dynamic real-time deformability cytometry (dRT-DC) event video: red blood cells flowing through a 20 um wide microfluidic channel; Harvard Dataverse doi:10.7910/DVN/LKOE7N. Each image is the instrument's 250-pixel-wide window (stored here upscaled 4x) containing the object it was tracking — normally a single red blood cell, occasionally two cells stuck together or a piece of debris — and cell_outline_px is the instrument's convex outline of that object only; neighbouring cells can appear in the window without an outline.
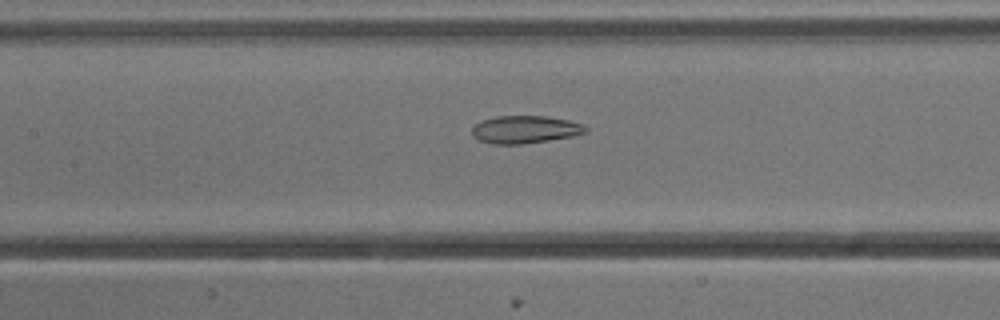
{"species": "common noctule bat (a hibernating species)", "species_latin": "Nyctalus noctula", "temperature_condition": "cold", "stored_images_in_passage": 40, "camera_frame_rate_fps": 3000, "um_per_image_px": 0.085, "animal": {"sex": "male", "body_mass_g": 13.3}, "frame": {"image": 1, "passage_image": 11, "time_ms": 3.333, "image_size_px": [1000, 320], "cell_outline_px": [[588, 132], [572, 136], [548, 140], [520, 144], [492, 144], [480, 140], [472, 136], [472, 128], [480, 120], [496, 116], [544, 116], [568, 120], [584, 124], [588, 128]], "centroid_in_image_um": [44.63, 11.0], "position_along_channel_um": 162.8, "area_um2": 18.32}}
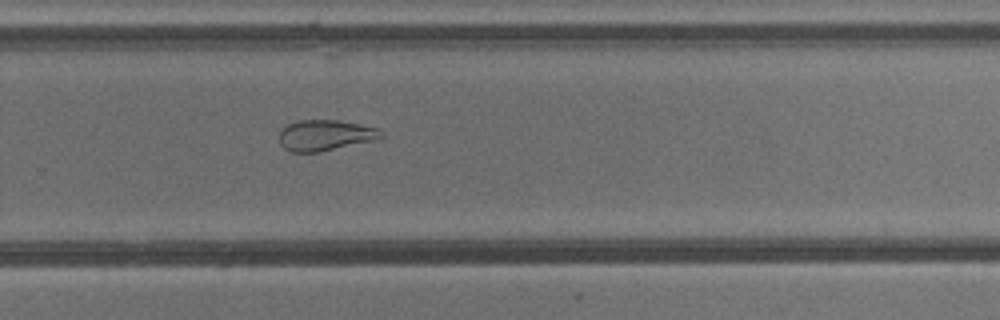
{"frame": {"image": 2, "passage_image": 22, "time_ms": 7.0, "image_size_px": [1000, 320], "cell_outline_px": [[384, 136], [372, 140], [320, 152], [292, 152], [284, 148], [280, 144], [280, 128], [288, 124], [300, 120], [336, 120], [376, 128], [384, 132]], "centroid_in_image_um": [27.59, 11.5], "position_along_channel_um": 302.2, "area_um2": 18.03}}
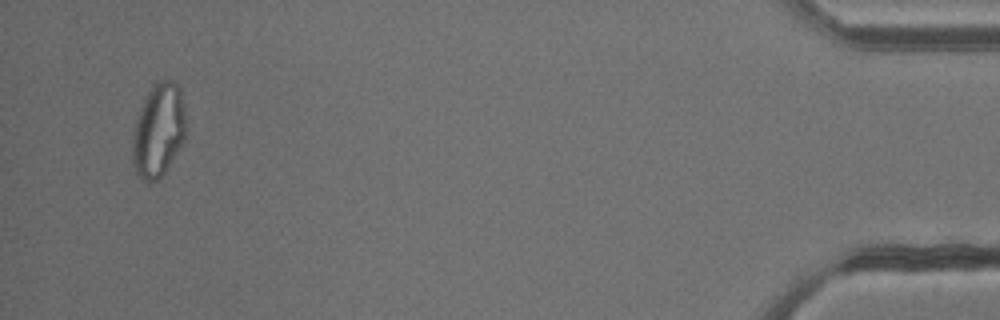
{"frame": {"image": 3, "passage_image": 38, "time_ms": 12.333, "image_size_px": [1000, 320], "cell_outline_px": [[184, 140], [172, 160], [164, 172], [156, 180], [140, 180], [132, 164], [132, 136], [136, 120], [140, 108], [152, 84], [156, 80], [172, 80], [180, 88], [184, 104]], "centroid_in_image_um": [13.44, 11.05], "position_along_channel_um": 421.8, "area_um2": 28.96}, "authors_computed_cell_mechanics": {"area_um2": 19.8254, "velocity_mm_per_s": 3.8181, "shape_relaxation_time_tau1_ms": null, "shape_relaxation_time_tau2_ms": 3.5091, "deformation_change_tau1": null, "deformation_change_tau2": 0.1119}}